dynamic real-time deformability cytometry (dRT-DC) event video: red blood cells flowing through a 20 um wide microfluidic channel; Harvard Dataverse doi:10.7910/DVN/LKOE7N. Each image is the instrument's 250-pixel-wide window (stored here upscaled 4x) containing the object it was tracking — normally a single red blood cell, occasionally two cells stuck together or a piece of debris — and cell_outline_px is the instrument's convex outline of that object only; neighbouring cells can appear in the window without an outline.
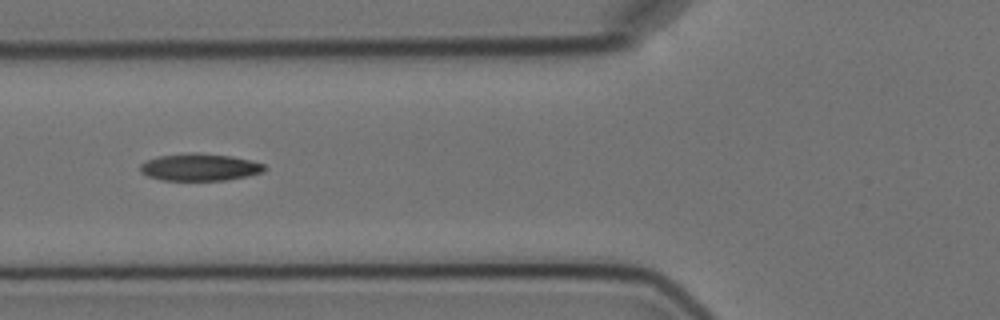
{"species": "Egyptian fruit bat (a non-hibernating species)", "species_latin": "Rousettus aegyptiacus", "temperature_condition": "cold", "stored_images_in_passage": 8, "camera_frame_rate_fps": 3000, "um_per_image_px": 0.085, "animal": {"sex": "female"}, "frame": {"image": 1, "passage_image": 4, "time_ms": 3.333, "image_size_px": [1000, 320], "cell_outline_px": [[268, 168], [264, 172], [228, 180], [164, 180], [148, 176], [140, 172], [140, 164], [156, 156], [192, 152], [196, 152], [232, 156], [264, 164]], "centroid_in_image_um": [16.98, 14.2], "position_along_channel_um": 108.8, "area_um2": 19.77}}
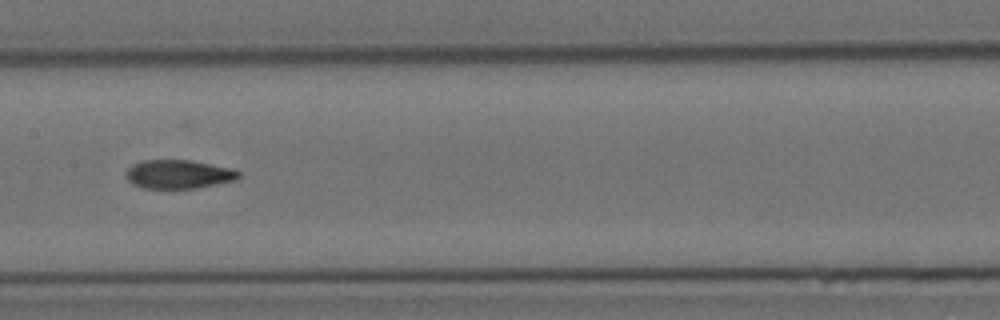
{"frame": {"image": 2, "passage_image": 6, "time_ms": 5.667, "image_size_px": [1000, 320], "cell_outline_px": [[240, 176], [236, 180], [196, 188], [144, 188], [132, 184], [124, 176], [124, 172], [132, 164], [144, 160], [192, 160], [232, 168], [240, 172]], "centroid_in_image_um": [15.15, 14.8], "position_along_channel_um": 192.2, "area_um2": 19.02}}
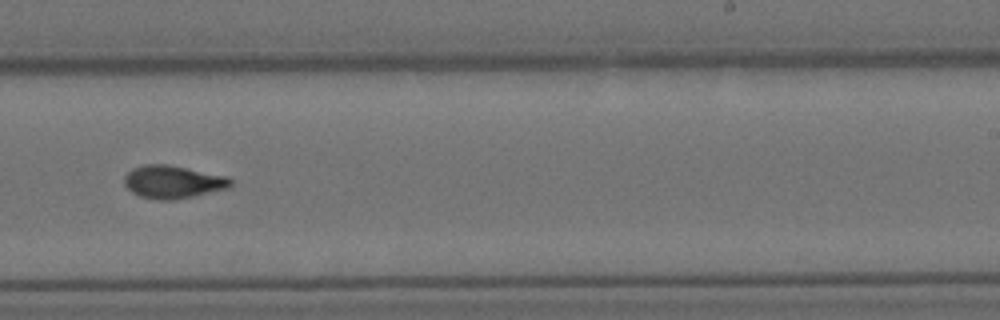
{"frame": {"image": 3, "passage_image": 8, "time_ms": 8.0, "image_size_px": [1000, 320], "cell_outline_px": [[232, 184], [228, 188], [192, 196], [172, 200], [156, 200], [140, 196], [132, 192], [124, 184], [124, 176], [132, 168], [144, 164], [168, 164], [228, 176], [232, 180]], "centroid_in_image_um": [14.68, 15.45], "position_along_channel_um": 274.3, "area_um2": 20.4}}